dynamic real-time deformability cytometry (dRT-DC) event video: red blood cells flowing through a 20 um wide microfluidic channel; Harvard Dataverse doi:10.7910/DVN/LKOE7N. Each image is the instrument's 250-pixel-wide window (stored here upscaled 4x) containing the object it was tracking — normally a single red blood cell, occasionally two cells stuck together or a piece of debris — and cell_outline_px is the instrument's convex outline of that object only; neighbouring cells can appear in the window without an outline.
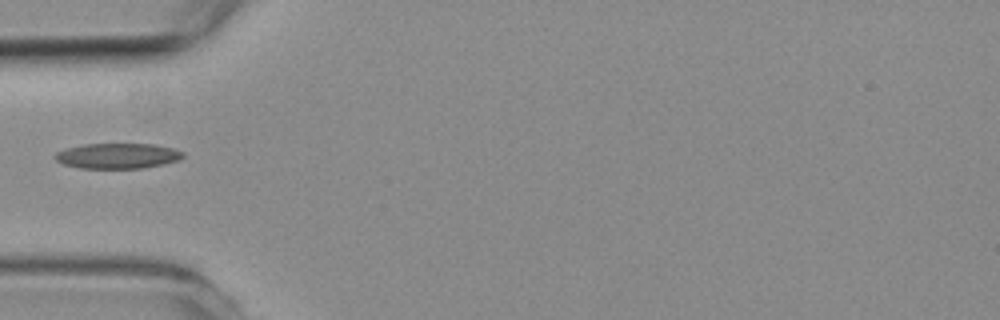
{"species": "common noctule bat (a hibernating species)", "species_latin": "Nyctalus noctula", "temperature_condition": "room temperature", "stored_images_in_passage": 6, "camera_frame_rate_fps": 3000, "um_per_image_px": 0.085, "animal": {"sex": "female", "body_mass_g": 19.3, "forearm_length_mm": 54.1}, "frame": {"image": 1, "passage_image": 6, "time_ms": 5.667, "image_size_px": [1000, 320], "cell_outline_px": [[184, 156], [180, 160], [140, 168], [80, 168], [64, 164], [56, 160], [52, 156], [56, 152], [64, 148], [84, 144], [156, 144], [172, 148], [184, 152]], "centroid_in_image_um": [9.96, 13.24], "position_along_channel_um": 75.0, "area_um2": 18.9}}